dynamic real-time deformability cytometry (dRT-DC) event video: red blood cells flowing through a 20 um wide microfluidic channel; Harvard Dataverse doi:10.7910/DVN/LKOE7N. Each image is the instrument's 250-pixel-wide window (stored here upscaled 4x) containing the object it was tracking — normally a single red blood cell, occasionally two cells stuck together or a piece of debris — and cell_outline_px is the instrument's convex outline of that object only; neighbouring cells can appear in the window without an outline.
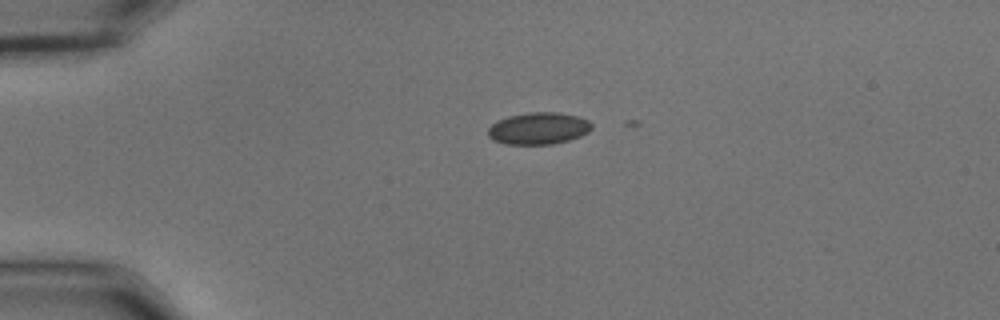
{"species": "common noctule bat (a hibernating species)", "species_latin": "Nyctalus noctula", "temperature_condition": "cold", "stored_images_in_passage": 5, "camera_frame_rate_fps": 3000, "um_per_image_px": 0.085, "animal": {"sex": "male", "body_mass_g": 15.6}, "frame": {"image": 1, "passage_image": 1, "time_ms": 0.0, "image_size_px": [1000, 320], "cell_outline_px": [[592, 128], [588, 132], [580, 136], [568, 140], [552, 144], [508, 144], [492, 140], [488, 136], [488, 128], [496, 120], [508, 116], [528, 112], [560, 112], [580, 116], [588, 120], [592, 124]], "centroid_in_image_um": [45.77, 10.9], "position_along_channel_um": 39.2, "area_um2": 19.48}}